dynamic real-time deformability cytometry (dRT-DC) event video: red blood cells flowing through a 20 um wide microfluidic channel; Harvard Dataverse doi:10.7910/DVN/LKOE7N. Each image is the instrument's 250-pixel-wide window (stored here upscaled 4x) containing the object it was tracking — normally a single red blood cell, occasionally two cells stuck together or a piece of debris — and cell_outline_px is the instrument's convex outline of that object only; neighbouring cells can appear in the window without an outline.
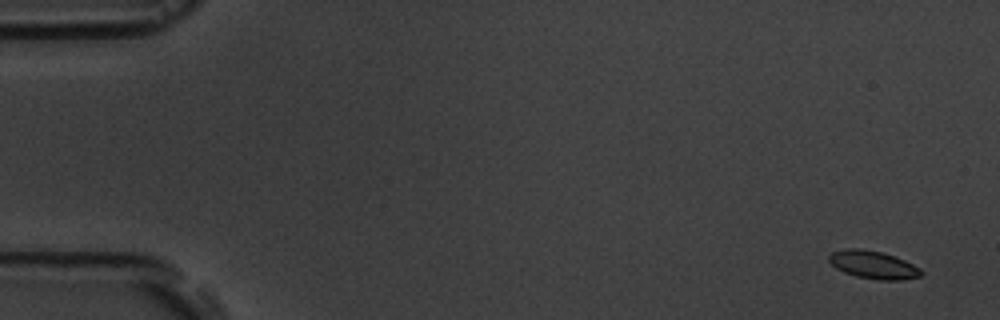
{"species": "common noctule bat (a hibernating species)", "species_latin": "Nyctalus noctula", "temperature_condition": "room temperature", "stored_images_in_passage": 5, "camera_frame_rate_fps": 3000, "um_per_image_px": 0.085, "animal": {"sex": "male", "body_mass_g": 19.5, "forearm_length_mm": 54.6}, "frame": {"image": 1, "passage_image": 1, "time_ms": 0.0, "image_size_px": [1000, 320], "cell_outline_px": [[924, 272], [920, 276], [900, 280], [876, 280], [856, 276], [844, 272], [836, 268], [828, 260], [828, 256], [832, 252], [844, 248], [860, 248], [880, 252], [904, 260], [920, 268]], "centroid_in_image_um": [74.2, 22.51], "position_along_channel_um": 10.8, "area_um2": 14.91}}
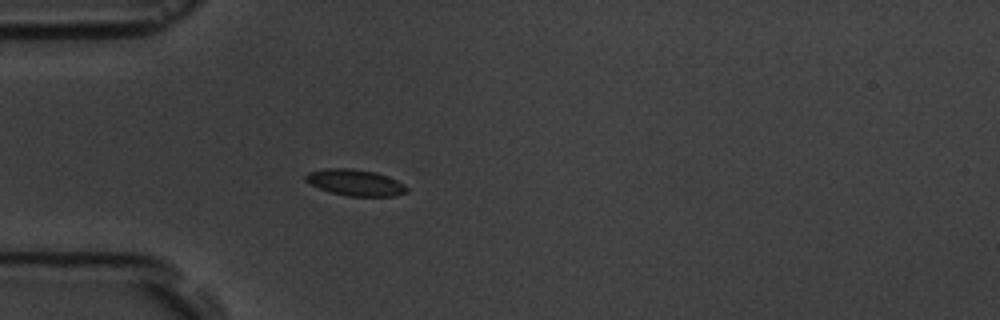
{"frame": {"image": 2, "passage_image": 5, "time_ms": 4.667, "image_size_px": [1000, 320], "cell_outline_px": [[408, 192], [396, 196], [348, 196], [332, 192], [320, 188], [304, 180], [304, 176], [308, 172], [328, 168], [352, 168], [376, 172], [388, 176], [404, 184], [408, 188]], "centroid_in_image_um": [30.23, 15.51], "position_along_channel_um": 54.8, "area_um2": 15.49}}